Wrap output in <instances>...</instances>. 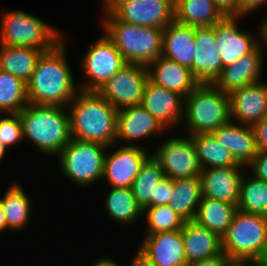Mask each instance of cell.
I'll use <instances>...</instances> for the list:
<instances>
[{"instance_id": "cell-2", "label": "cell", "mask_w": 267, "mask_h": 266, "mask_svg": "<svg viewBox=\"0 0 267 266\" xmlns=\"http://www.w3.org/2000/svg\"><path fill=\"white\" fill-rule=\"evenodd\" d=\"M71 138L116 145L118 110L98 91L80 90L67 106Z\"/></svg>"}, {"instance_id": "cell-33", "label": "cell", "mask_w": 267, "mask_h": 266, "mask_svg": "<svg viewBox=\"0 0 267 266\" xmlns=\"http://www.w3.org/2000/svg\"><path fill=\"white\" fill-rule=\"evenodd\" d=\"M202 169L243 166L232 153L221 145L212 133H198L190 136Z\"/></svg>"}, {"instance_id": "cell-1", "label": "cell", "mask_w": 267, "mask_h": 266, "mask_svg": "<svg viewBox=\"0 0 267 266\" xmlns=\"http://www.w3.org/2000/svg\"><path fill=\"white\" fill-rule=\"evenodd\" d=\"M70 68L63 38L39 57L36 68L26 83L28 103L67 108L80 91Z\"/></svg>"}, {"instance_id": "cell-35", "label": "cell", "mask_w": 267, "mask_h": 266, "mask_svg": "<svg viewBox=\"0 0 267 266\" xmlns=\"http://www.w3.org/2000/svg\"><path fill=\"white\" fill-rule=\"evenodd\" d=\"M27 104L26 83L0 69V114L19 113Z\"/></svg>"}, {"instance_id": "cell-28", "label": "cell", "mask_w": 267, "mask_h": 266, "mask_svg": "<svg viewBox=\"0 0 267 266\" xmlns=\"http://www.w3.org/2000/svg\"><path fill=\"white\" fill-rule=\"evenodd\" d=\"M237 210L236 205L202 197L194 221L222 238Z\"/></svg>"}, {"instance_id": "cell-51", "label": "cell", "mask_w": 267, "mask_h": 266, "mask_svg": "<svg viewBox=\"0 0 267 266\" xmlns=\"http://www.w3.org/2000/svg\"><path fill=\"white\" fill-rule=\"evenodd\" d=\"M7 150L8 149L5 147V145L2 144L1 141H0V163L3 160V157L6 155V151Z\"/></svg>"}, {"instance_id": "cell-36", "label": "cell", "mask_w": 267, "mask_h": 266, "mask_svg": "<svg viewBox=\"0 0 267 266\" xmlns=\"http://www.w3.org/2000/svg\"><path fill=\"white\" fill-rule=\"evenodd\" d=\"M142 216L148 224L146 235L181 230L186 222L168 205L145 207Z\"/></svg>"}, {"instance_id": "cell-27", "label": "cell", "mask_w": 267, "mask_h": 266, "mask_svg": "<svg viewBox=\"0 0 267 266\" xmlns=\"http://www.w3.org/2000/svg\"><path fill=\"white\" fill-rule=\"evenodd\" d=\"M174 20L192 27L213 26L224 16L214 0H174Z\"/></svg>"}, {"instance_id": "cell-18", "label": "cell", "mask_w": 267, "mask_h": 266, "mask_svg": "<svg viewBox=\"0 0 267 266\" xmlns=\"http://www.w3.org/2000/svg\"><path fill=\"white\" fill-rule=\"evenodd\" d=\"M263 48V43H261L253 52L223 67L213 84L222 92L229 94L235 89L262 81Z\"/></svg>"}, {"instance_id": "cell-9", "label": "cell", "mask_w": 267, "mask_h": 266, "mask_svg": "<svg viewBox=\"0 0 267 266\" xmlns=\"http://www.w3.org/2000/svg\"><path fill=\"white\" fill-rule=\"evenodd\" d=\"M102 34L90 44L81 60L80 68L85 79L78 83L80 90L98 91L126 64L113 42L105 33Z\"/></svg>"}, {"instance_id": "cell-48", "label": "cell", "mask_w": 267, "mask_h": 266, "mask_svg": "<svg viewBox=\"0 0 267 266\" xmlns=\"http://www.w3.org/2000/svg\"><path fill=\"white\" fill-rule=\"evenodd\" d=\"M262 26V43L264 47H267V17L263 18L261 22ZM267 49V48H266Z\"/></svg>"}, {"instance_id": "cell-20", "label": "cell", "mask_w": 267, "mask_h": 266, "mask_svg": "<svg viewBox=\"0 0 267 266\" xmlns=\"http://www.w3.org/2000/svg\"><path fill=\"white\" fill-rule=\"evenodd\" d=\"M195 43L192 73L200 83H213L223 68L221 54L217 51L214 25L195 27Z\"/></svg>"}, {"instance_id": "cell-42", "label": "cell", "mask_w": 267, "mask_h": 266, "mask_svg": "<svg viewBox=\"0 0 267 266\" xmlns=\"http://www.w3.org/2000/svg\"><path fill=\"white\" fill-rule=\"evenodd\" d=\"M230 259L222 252L221 254L190 263V266H226Z\"/></svg>"}, {"instance_id": "cell-13", "label": "cell", "mask_w": 267, "mask_h": 266, "mask_svg": "<svg viewBox=\"0 0 267 266\" xmlns=\"http://www.w3.org/2000/svg\"><path fill=\"white\" fill-rule=\"evenodd\" d=\"M105 154L102 180L107 187L131 188L140 172L142 164L152 154L142 146L120 145L111 153Z\"/></svg>"}, {"instance_id": "cell-6", "label": "cell", "mask_w": 267, "mask_h": 266, "mask_svg": "<svg viewBox=\"0 0 267 266\" xmlns=\"http://www.w3.org/2000/svg\"><path fill=\"white\" fill-rule=\"evenodd\" d=\"M1 15L0 44L52 49L64 38L60 29L25 11L4 10Z\"/></svg>"}, {"instance_id": "cell-16", "label": "cell", "mask_w": 267, "mask_h": 266, "mask_svg": "<svg viewBox=\"0 0 267 266\" xmlns=\"http://www.w3.org/2000/svg\"><path fill=\"white\" fill-rule=\"evenodd\" d=\"M231 121L253 126L267 117V82H256L229 94Z\"/></svg>"}, {"instance_id": "cell-3", "label": "cell", "mask_w": 267, "mask_h": 266, "mask_svg": "<svg viewBox=\"0 0 267 266\" xmlns=\"http://www.w3.org/2000/svg\"><path fill=\"white\" fill-rule=\"evenodd\" d=\"M66 109L28 103L19 112L23 140H29L39 152L56 157L71 140L70 115Z\"/></svg>"}, {"instance_id": "cell-32", "label": "cell", "mask_w": 267, "mask_h": 266, "mask_svg": "<svg viewBox=\"0 0 267 266\" xmlns=\"http://www.w3.org/2000/svg\"><path fill=\"white\" fill-rule=\"evenodd\" d=\"M164 177L160 162L151 154L142 164L131 186L136 202L142 209L155 207V191Z\"/></svg>"}, {"instance_id": "cell-40", "label": "cell", "mask_w": 267, "mask_h": 266, "mask_svg": "<svg viewBox=\"0 0 267 266\" xmlns=\"http://www.w3.org/2000/svg\"><path fill=\"white\" fill-rule=\"evenodd\" d=\"M216 8L224 17H245L239 0H214Z\"/></svg>"}, {"instance_id": "cell-11", "label": "cell", "mask_w": 267, "mask_h": 266, "mask_svg": "<svg viewBox=\"0 0 267 266\" xmlns=\"http://www.w3.org/2000/svg\"><path fill=\"white\" fill-rule=\"evenodd\" d=\"M148 80L146 66L126 63L98 92L117 110L141 105Z\"/></svg>"}, {"instance_id": "cell-52", "label": "cell", "mask_w": 267, "mask_h": 266, "mask_svg": "<svg viewBox=\"0 0 267 266\" xmlns=\"http://www.w3.org/2000/svg\"><path fill=\"white\" fill-rule=\"evenodd\" d=\"M180 266H190L189 264H183V265H180Z\"/></svg>"}, {"instance_id": "cell-24", "label": "cell", "mask_w": 267, "mask_h": 266, "mask_svg": "<svg viewBox=\"0 0 267 266\" xmlns=\"http://www.w3.org/2000/svg\"><path fill=\"white\" fill-rule=\"evenodd\" d=\"M195 27L175 20L163 29L162 56L192 71L195 56Z\"/></svg>"}, {"instance_id": "cell-46", "label": "cell", "mask_w": 267, "mask_h": 266, "mask_svg": "<svg viewBox=\"0 0 267 266\" xmlns=\"http://www.w3.org/2000/svg\"><path fill=\"white\" fill-rule=\"evenodd\" d=\"M91 266H120L118 264V262L116 263V260H113L111 258L108 257H103L100 258L99 260L95 261V263H93V265Z\"/></svg>"}, {"instance_id": "cell-45", "label": "cell", "mask_w": 267, "mask_h": 266, "mask_svg": "<svg viewBox=\"0 0 267 266\" xmlns=\"http://www.w3.org/2000/svg\"><path fill=\"white\" fill-rule=\"evenodd\" d=\"M131 0H103L102 8H104L105 15L113 13L123 3Z\"/></svg>"}, {"instance_id": "cell-41", "label": "cell", "mask_w": 267, "mask_h": 266, "mask_svg": "<svg viewBox=\"0 0 267 266\" xmlns=\"http://www.w3.org/2000/svg\"><path fill=\"white\" fill-rule=\"evenodd\" d=\"M258 152L267 153V117H264L253 126Z\"/></svg>"}, {"instance_id": "cell-44", "label": "cell", "mask_w": 267, "mask_h": 266, "mask_svg": "<svg viewBox=\"0 0 267 266\" xmlns=\"http://www.w3.org/2000/svg\"><path fill=\"white\" fill-rule=\"evenodd\" d=\"M130 266H154L150 259L138 248L135 257L131 260Z\"/></svg>"}, {"instance_id": "cell-8", "label": "cell", "mask_w": 267, "mask_h": 266, "mask_svg": "<svg viewBox=\"0 0 267 266\" xmlns=\"http://www.w3.org/2000/svg\"><path fill=\"white\" fill-rule=\"evenodd\" d=\"M112 147L71 138L56 157L65 177L86 189L87 186L102 180L105 150H111Z\"/></svg>"}, {"instance_id": "cell-34", "label": "cell", "mask_w": 267, "mask_h": 266, "mask_svg": "<svg viewBox=\"0 0 267 266\" xmlns=\"http://www.w3.org/2000/svg\"><path fill=\"white\" fill-rule=\"evenodd\" d=\"M237 208L245 213L267 216V182L244 173Z\"/></svg>"}, {"instance_id": "cell-25", "label": "cell", "mask_w": 267, "mask_h": 266, "mask_svg": "<svg viewBox=\"0 0 267 266\" xmlns=\"http://www.w3.org/2000/svg\"><path fill=\"white\" fill-rule=\"evenodd\" d=\"M187 264L222 253V239L194 220L186 221L181 229Z\"/></svg>"}, {"instance_id": "cell-21", "label": "cell", "mask_w": 267, "mask_h": 266, "mask_svg": "<svg viewBox=\"0 0 267 266\" xmlns=\"http://www.w3.org/2000/svg\"><path fill=\"white\" fill-rule=\"evenodd\" d=\"M140 245L154 266L187 264L181 230L145 235Z\"/></svg>"}, {"instance_id": "cell-15", "label": "cell", "mask_w": 267, "mask_h": 266, "mask_svg": "<svg viewBox=\"0 0 267 266\" xmlns=\"http://www.w3.org/2000/svg\"><path fill=\"white\" fill-rule=\"evenodd\" d=\"M174 0H131L123 3L113 14L121 21L165 28L174 21Z\"/></svg>"}, {"instance_id": "cell-49", "label": "cell", "mask_w": 267, "mask_h": 266, "mask_svg": "<svg viewBox=\"0 0 267 266\" xmlns=\"http://www.w3.org/2000/svg\"><path fill=\"white\" fill-rule=\"evenodd\" d=\"M7 223H6V219H5V213H4V209L3 206L1 204L0 201V232H3L5 230H7Z\"/></svg>"}, {"instance_id": "cell-14", "label": "cell", "mask_w": 267, "mask_h": 266, "mask_svg": "<svg viewBox=\"0 0 267 266\" xmlns=\"http://www.w3.org/2000/svg\"><path fill=\"white\" fill-rule=\"evenodd\" d=\"M168 132L142 105L127 106L118 110L117 143L140 146L138 141ZM137 142V143H136Z\"/></svg>"}, {"instance_id": "cell-43", "label": "cell", "mask_w": 267, "mask_h": 266, "mask_svg": "<svg viewBox=\"0 0 267 266\" xmlns=\"http://www.w3.org/2000/svg\"><path fill=\"white\" fill-rule=\"evenodd\" d=\"M267 0H239L240 7L246 15L258 10Z\"/></svg>"}, {"instance_id": "cell-22", "label": "cell", "mask_w": 267, "mask_h": 266, "mask_svg": "<svg viewBox=\"0 0 267 266\" xmlns=\"http://www.w3.org/2000/svg\"><path fill=\"white\" fill-rule=\"evenodd\" d=\"M147 71L151 83L179 93L184 98L200 84L189 68L163 56L151 62Z\"/></svg>"}, {"instance_id": "cell-17", "label": "cell", "mask_w": 267, "mask_h": 266, "mask_svg": "<svg viewBox=\"0 0 267 266\" xmlns=\"http://www.w3.org/2000/svg\"><path fill=\"white\" fill-rule=\"evenodd\" d=\"M141 105L167 130L178 126L184 117V97L174 91L154 85L145 86Z\"/></svg>"}, {"instance_id": "cell-29", "label": "cell", "mask_w": 267, "mask_h": 266, "mask_svg": "<svg viewBox=\"0 0 267 266\" xmlns=\"http://www.w3.org/2000/svg\"><path fill=\"white\" fill-rule=\"evenodd\" d=\"M201 199L200 176L174 179V188L168 206L185 221H192L196 216Z\"/></svg>"}, {"instance_id": "cell-39", "label": "cell", "mask_w": 267, "mask_h": 266, "mask_svg": "<svg viewBox=\"0 0 267 266\" xmlns=\"http://www.w3.org/2000/svg\"><path fill=\"white\" fill-rule=\"evenodd\" d=\"M250 174L261 181L267 182V153L258 152L256 157L246 166Z\"/></svg>"}, {"instance_id": "cell-5", "label": "cell", "mask_w": 267, "mask_h": 266, "mask_svg": "<svg viewBox=\"0 0 267 266\" xmlns=\"http://www.w3.org/2000/svg\"><path fill=\"white\" fill-rule=\"evenodd\" d=\"M183 120L188 136L212 133L231 121L229 95L213 83H200L184 98Z\"/></svg>"}, {"instance_id": "cell-7", "label": "cell", "mask_w": 267, "mask_h": 266, "mask_svg": "<svg viewBox=\"0 0 267 266\" xmlns=\"http://www.w3.org/2000/svg\"><path fill=\"white\" fill-rule=\"evenodd\" d=\"M221 239L230 261H258L267 242V216L237 210Z\"/></svg>"}, {"instance_id": "cell-12", "label": "cell", "mask_w": 267, "mask_h": 266, "mask_svg": "<svg viewBox=\"0 0 267 266\" xmlns=\"http://www.w3.org/2000/svg\"><path fill=\"white\" fill-rule=\"evenodd\" d=\"M242 17H224L214 25L217 51L221 54L222 66L233 64L237 59L253 52L262 42V26H259V36L250 31L238 28Z\"/></svg>"}, {"instance_id": "cell-47", "label": "cell", "mask_w": 267, "mask_h": 266, "mask_svg": "<svg viewBox=\"0 0 267 266\" xmlns=\"http://www.w3.org/2000/svg\"><path fill=\"white\" fill-rule=\"evenodd\" d=\"M226 266H260L258 261H229Z\"/></svg>"}, {"instance_id": "cell-10", "label": "cell", "mask_w": 267, "mask_h": 266, "mask_svg": "<svg viewBox=\"0 0 267 266\" xmlns=\"http://www.w3.org/2000/svg\"><path fill=\"white\" fill-rule=\"evenodd\" d=\"M167 138L152 150L160 162L165 177L174 179L200 176L201 165L192 138L188 135Z\"/></svg>"}, {"instance_id": "cell-38", "label": "cell", "mask_w": 267, "mask_h": 266, "mask_svg": "<svg viewBox=\"0 0 267 266\" xmlns=\"http://www.w3.org/2000/svg\"><path fill=\"white\" fill-rule=\"evenodd\" d=\"M174 188V180L164 177L159 183L155 191V206L169 205V200Z\"/></svg>"}, {"instance_id": "cell-4", "label": "cell", "mask_w": 267, "mask_h": 266, "mask_svg": "<svg viewBox=\"0 0 267 266\" xmlns=\"http://www.w3.org/2000/svg\"><path fill=\"white\" fill-rule=\"evenodd\" d=\"M105 35L121 53L125 63L148 66L162 56L163 29L129 24L113 13L101 20Z\"/></svg>"}, {"instance_id": "cell-23", "label": "cell", "mask_w": 267, "mask_h": 266, "mask_svg": "<svg viewBox=\"0 0 267 266\" xmlns=\"http://www.w3.org/2000/svg\"><path fill=\"white\" fill-rule=\"evenodd\" d=\"M212 134L232 153L234 159L245 167L258 154L252 126L230 121L213 131Z\"/></svg>"}, {"instance_id": "cell-50", "label": "cell", "mask_w": 267, "mask_h": 266, "mask_svg": "<svg viewBox=\"0 0 267 266\" xmlns=\"http://www.w3.org/2000/svg\"><path fill=\"white\" fill-rule=\"evenodd\" d=\"M258 263L260 266H267V242L262 256L259 258Z\"/></svg>"}, {"instance_id": "cell-31", "label": "cell", "mask_w": 267, "mask_h": 266, "mask_svg": "<svg viewBox=\"0 0 267 266\" xmlns=\"http://www.w3.org/2000/svg\"><path fill=\"white\" fill-rule=\"evenodd\" d=\"M105 195V207L108 217L114 222L128 226L142 216V208L137 204L131 188H113Z\"/></svg>"}, {"instance_id": "cell-30", "label": "cell", "mask_w": 267, "mask_h": 266, "mask_svg": "<svg viewBox=\"0 0 267 266\" xmlns=\"http://www.w3.org/2000/svg\"><path fill=\"white\" fill-rule=\"evenodd\" d=\"M9 231H21L31 217L33 205L20 183H12L0 197Z\"/></svg>"}, {"instance_id": "cell-37", "label": "cell", "mask_w": 267, "mask_h": 266, "mask_svg": "<svg viewBox=\"0 0 267 266\" xmlns=\"http://www.w3.org/2000/svg\"><path fill=\"white\" fill-rule=\"evenodd\" d=\"M5 115L0 114V141L9 149L24 140L19 113H6Z\"/></svg>"}, {"instance_id": "cell-19", "label": "cell", "mask_w": 267, "mask_h": 266, "mask_svg": "<svg viewBox=\"0 0 267 266\" xmlns=\"http://www.w3.org/2000/svg\"><path fill=\"white\" fill-rule=\"evenodd\" d=\"M245 166L202 169L200 173L202 197L238 205Z\"/></svg>"}, {"instance_id": "cell-26", "label": "cell", "mask_w": 267, "mask_h": 266, "mask_svg": "<svg viewBox=\"0 0 267 266\" xmlns=\"http://www.w3.org/2000/svg\"><path fill=\"white\" fill-rule=\"evenodd\" d=\"M47 50L50 49L0 44V69L27 83L36 68L39 57Z\"/></svg>"}]
</instances>
